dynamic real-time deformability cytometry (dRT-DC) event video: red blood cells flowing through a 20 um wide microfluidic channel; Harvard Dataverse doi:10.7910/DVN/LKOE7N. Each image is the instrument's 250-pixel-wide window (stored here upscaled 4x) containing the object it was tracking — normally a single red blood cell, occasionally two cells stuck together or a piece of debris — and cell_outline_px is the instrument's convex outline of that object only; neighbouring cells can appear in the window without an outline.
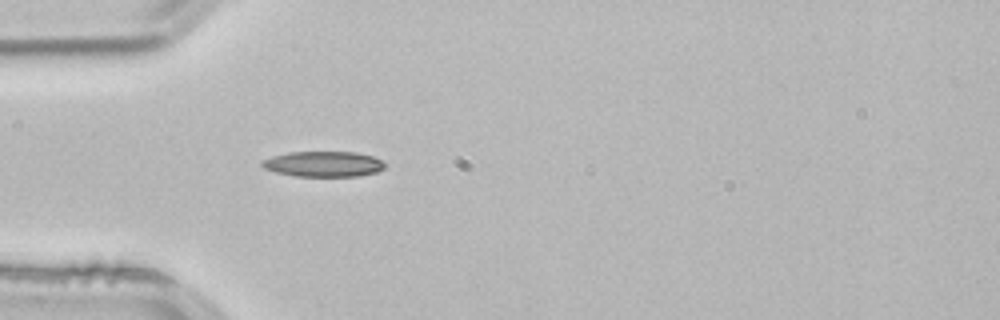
{"species": "common noctule bat (a hibernating species)", "species_latin": "Nyctalus noctula", "temperature_condition": "room temperature", "stored_images_in_passage": 1, "camera_frame_rate_fps": 3000, "um_per_image_px": 0.085, "animal": {"sex": "male", "body_mass_g": 21.5, "forearm_length_mm": 52.0}, "frame": {"image": 1, "passage_image": 1, "time_ms": 0.0, "image_size_px": [1000, 320], "cell_outline_px": [[384, 168], [376, 172], [360, 176], [296, 176], [276, 172], [264, 168], [260, 164], [260, 160], [272, 156], [288, 152], [356, 152], [372, 156], [380, 160], [384, 164]], "centroid_in_image_um": [27.45, 13.94], "position_along_channel_um": 57.5, "area_um2": 18.21}}